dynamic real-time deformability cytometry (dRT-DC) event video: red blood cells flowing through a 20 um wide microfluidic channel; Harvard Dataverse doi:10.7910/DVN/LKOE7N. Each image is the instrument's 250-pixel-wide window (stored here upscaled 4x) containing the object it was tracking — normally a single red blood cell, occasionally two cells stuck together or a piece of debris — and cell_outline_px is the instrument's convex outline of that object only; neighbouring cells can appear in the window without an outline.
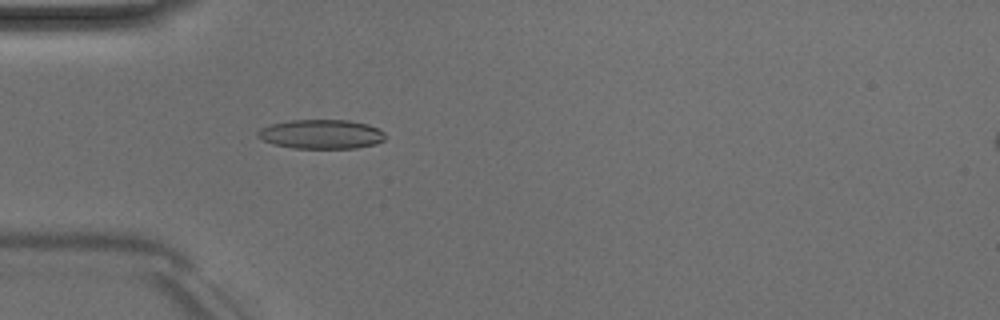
{"species": "Egyptian fruit bat (a non-hibernating species)", "species_latin": "Rousettus aegyptiacus", "temperature_condition": "room temperature", "stored_images_in_passage": 48, "camera_frame_rate_fps": 3000, "um_per_image_px": 0.085, "animal": {"sex": "male"}, "frame": {"image": 1, "passage_image": 13, "time_ms": 4.0, "image_size_px": [1000, 320], "cell_outline_px": [[384, 140], [376, 144], [356, 148], [292, 148], [276, 144], [264, 140], [256, 136], [256, 132], [260, 128], [272, 124], [288, 120], [348, 120], [368, 124], [380, 128], [384, 132]], "centroid_in_image_um": [27.33, 11.4], "position_along_channel_um": 57.7, "area_um2": 21.79}}
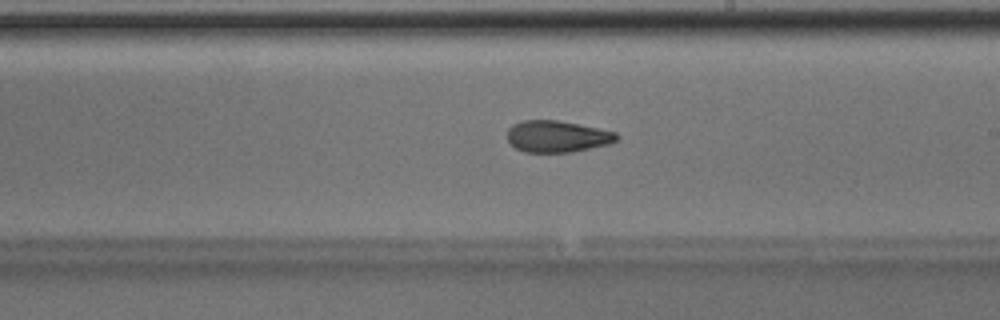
{"frame": {"image": 2, "passage_image": 27, "time_ms": 8.667, "image_size_px": [1000, 320], "cell_outline_px": [[620, 136], [616, 140], [608, 144], [572, 152], [524, 152], [516, 148], [508, 140], [508, 128], [512, 124], [520, 120], [556, 120], [616, 132]], "centroid_in_image_um": [47.33, 11.59], "position_along_channel_um": 241.7, "area_um2": 20.0}}
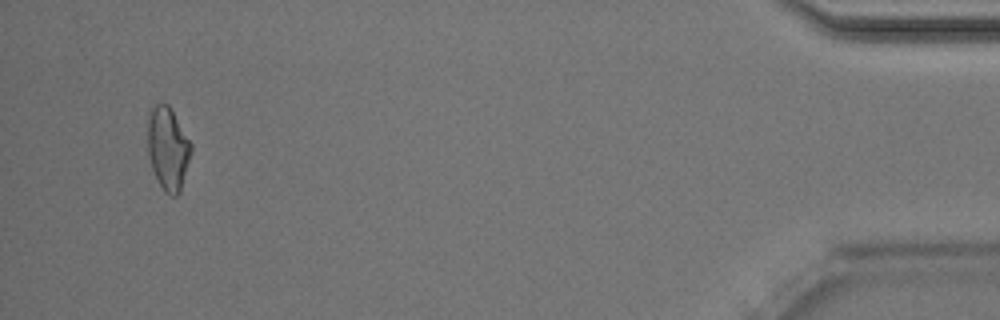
{"frame": {"image": 3, "passage_image": 46, "time_ms": 15.0, "image_size_px": [1000, 320], "cell_outline_px": [[192, 152], [180, 192], [176, 196], [172, 196], [164, 192], [152, 168], [148, 152], [148, 116], [152, 108], [156, 104], [168, 104], [192, 144]], "centroid_in_image_um": [14.29, 12.64], "position_along_channel_um": 420.9, "area_um2": 20.81}, "authors_computed_cell_mechanics": {"area_um2": 20.6635, "velocity_mm_per_s": 4.0422, "shape_relaxation_time_tau1_ms": 11.1016, "shape_relaxation_time_tau2_ms": 2.4797, "deformation_change_tau1": 0.2553, "deformation_change_tau2": 0.1018}}